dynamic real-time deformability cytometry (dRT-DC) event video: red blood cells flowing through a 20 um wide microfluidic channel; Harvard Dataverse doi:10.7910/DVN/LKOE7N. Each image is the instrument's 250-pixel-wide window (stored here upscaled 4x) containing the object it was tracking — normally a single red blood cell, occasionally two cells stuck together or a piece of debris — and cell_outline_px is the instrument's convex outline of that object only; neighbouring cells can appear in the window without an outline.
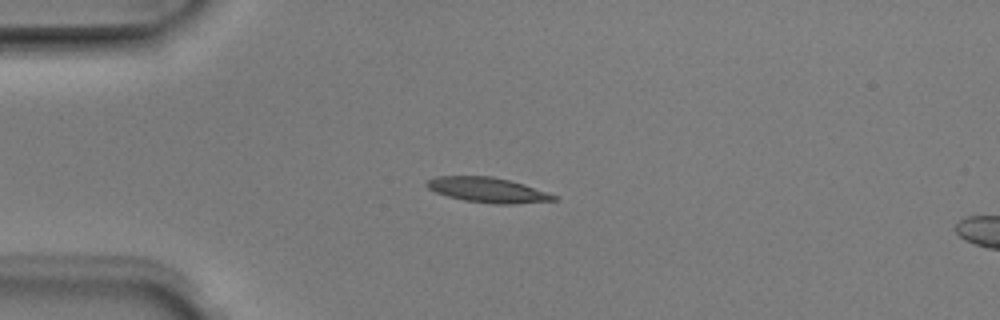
{"species": "Egyptian fruit bat (a non-hibernating species)", "species_latin": "Rousettus aegyptiacus", "temperature_condition": "room temperature", "stored_images_in_passage": 4, "camera_frame_rate_fps": 3000, "um_per_image_px": 0.085, "animal": {"sex": "male"}, "frame": {"image": 1, "passage_image": 3, "time_ms": 0.667, "image_size_px": [1000, 320], "cell_outline_px": [[560, 200], [516, 204], [492, 204], [464, 200], [448, 196], [436, 192], [428, 188], [424, 184], [428, 180], [436, 176], [492, 176], [524, 184], [560, 196]], "centroid_in_image_um": [41.52, 16.15], "position_along_channel_um": 43.5, "area_um2": 18.73}}